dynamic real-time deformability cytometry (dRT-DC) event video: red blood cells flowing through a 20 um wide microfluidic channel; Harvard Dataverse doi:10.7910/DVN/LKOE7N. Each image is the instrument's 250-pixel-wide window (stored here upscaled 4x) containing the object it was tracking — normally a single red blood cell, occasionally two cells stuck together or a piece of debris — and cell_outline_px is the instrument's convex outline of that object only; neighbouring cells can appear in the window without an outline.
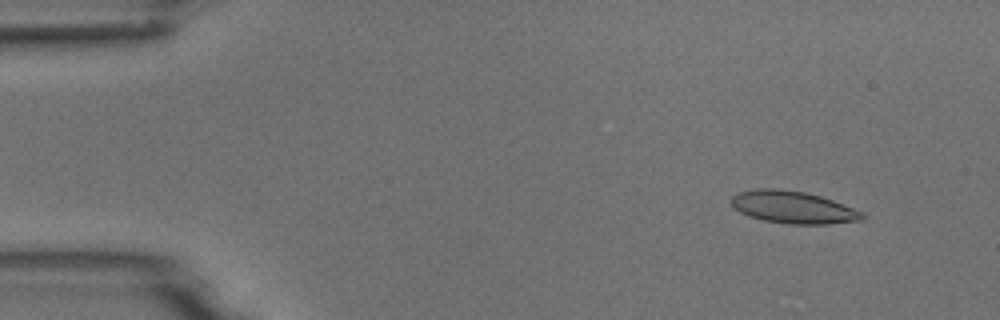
{"species": "common noctule bat (a hibernating species)", "species_latin": "Nyctalus noctula", "temperature_condition": "room temperature", "stored_images_in_passage": 8, "camera_frame_rate_fps": 3000, "um_per_image_px": 0.085, "animal": {"sex": "male", "body_mass_g": 18.8}, "frame": {"image": 1, "passage_image": 2, "time_ms": 1.0, "image_size_px": [1000, 320], "cell_outline_px": [[864, 216], [860, 220], [828, 224], [788, 224], [764, 220], [748, 216], [740, 212], [728, 200], [732, 196], [740, 192], [756, 188], [776, 188], [804, 192], [820, 196], [832, 200], [864, 212]], "centroid_in_image_um": [67.38, 17.61], "position_along_channel_um": 17.6, "area_um2": 24.57}}
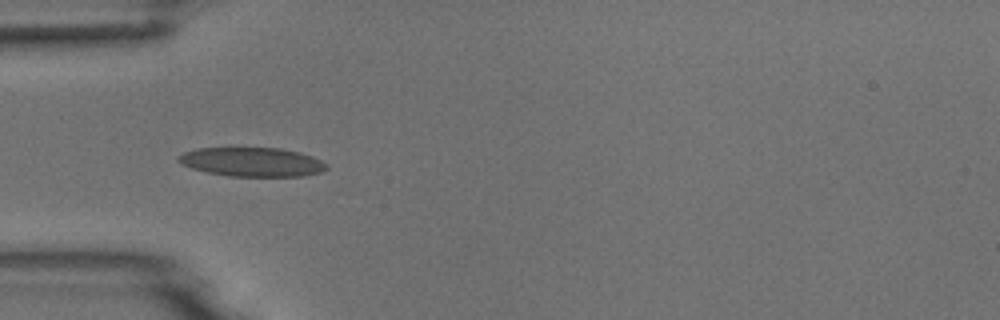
{"frame": {"image": 2, "passage_image": 5, "time_ms": 4.667, "image_size_px": [1000, 320], "cell_outline_px": [[328, 168], [320, 172], [304, 176], [228, 176], [208, 172], [192, 168], [180, 164], [176, 160], [176, 156], [184, 152], [196, 148], [280, 148], [300, 152], [312, 156], [328, 164]], "centroid_in_image_um": [21.41, 13.76], "position_along_channel_um": 63.6, "area_um2": 25.2}}